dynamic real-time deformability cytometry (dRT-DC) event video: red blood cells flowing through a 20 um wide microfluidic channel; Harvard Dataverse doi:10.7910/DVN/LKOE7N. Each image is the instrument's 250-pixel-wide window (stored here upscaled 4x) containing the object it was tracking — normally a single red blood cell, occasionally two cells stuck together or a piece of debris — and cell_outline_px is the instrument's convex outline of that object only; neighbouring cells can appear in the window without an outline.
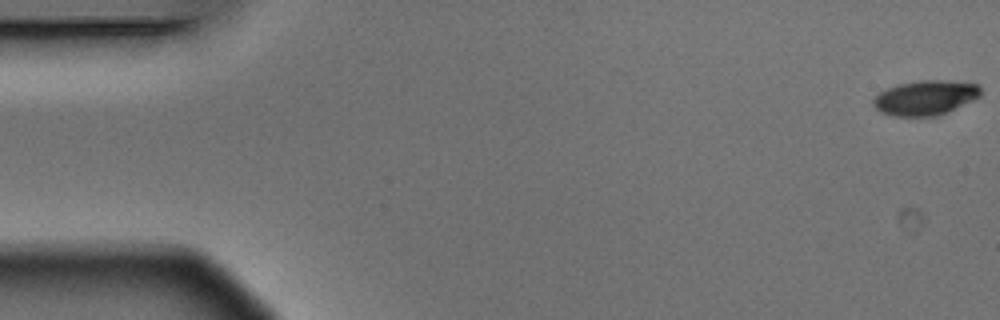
{"species": "Egyptian fruit bat (a non-hibernating species)", "species_latin": "Rousettus aegyptiacus", "temperature_condition": "warm", "stored_images_in_passage": 5, "camera_frame_rate_fps": 3000, "um_per_image_px": 0.085, "animal": {"sex": "male"}, "frame": {"image": 1, "passage_image": 1, "time_ms": 0.0, "image_size_px": [1000, 320], "cell_outline_px": [[980, 96], [948, 112], [936, 116], [892, 116], [880, 112], [872, 104], [872, 100], [880, 92], [888, 88], [900, 84], [920, 80], [948, 80], [980, 84]], "centroid_in_image_um": [78.65, 8.31], "position_along_channel_um": 6.3, "area_um2": 21.73}}
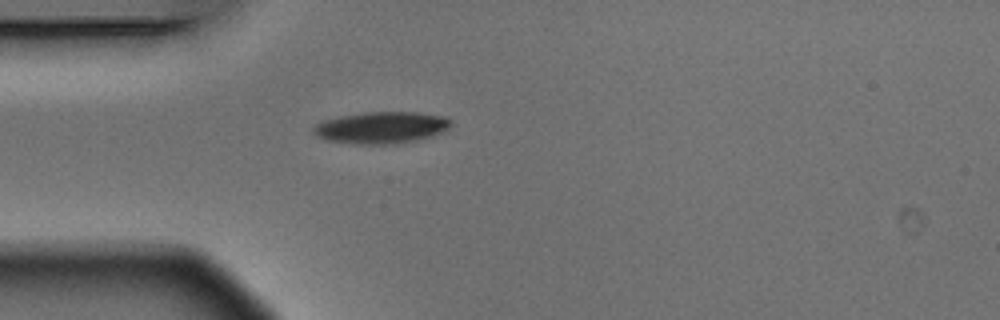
{"frame": {"image": 2, "passage_image": 5, "time_ms": 1.333, "image_size_px": [1000, 320], "cell_outline_px": [[452, 124], [448, 128], [440, 132], [416, 140], [396, 144], [356, 144], [328, 140], [316, 136], [312, 132], [312, 128], [316, 124], [324, 120], [340, 116], [364, 112], [416, 112], [448, 116], [452, 120]], "centroid_in_image_um": [32.41, 10.83], "position_along_channel_um": 52.6, "area_um2": 25.49}}